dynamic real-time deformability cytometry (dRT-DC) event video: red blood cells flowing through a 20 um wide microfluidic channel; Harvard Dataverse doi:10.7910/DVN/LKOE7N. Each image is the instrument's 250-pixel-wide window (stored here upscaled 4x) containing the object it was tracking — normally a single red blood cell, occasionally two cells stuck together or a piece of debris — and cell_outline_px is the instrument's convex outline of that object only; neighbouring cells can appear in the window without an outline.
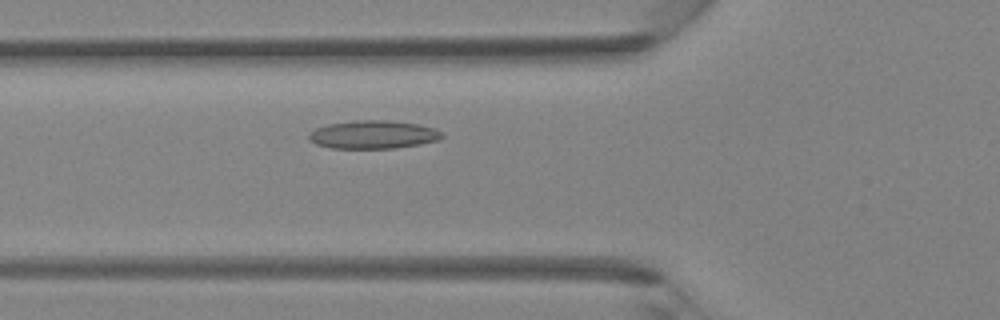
{"species": "Egyptian fruit bat (a non-hibernating species)", "species_latin": "Rousettus aegyptiacus", "temperature_condition": "room temperature", "stored_images_in_passage": 38, "camera_frame_rate_fps": 3000, "um_per_image_px": 0.085, "animal": {"sex": "female"}, "frame": {"image": 1, "passage_image": 11, "time_ms": 3.333, "image_size_px": [1000, 320], "cell_outline_px": [[444, 136], [440, 140], [420, 144], [396, 148], [332, 148], [316, 144], [308, 140], [308, 132], [316, 128], [328, 124], [356, 120], [388, 120], [416, 124], [436, 128], [444, 132]], "centroid_in_image_um": [31.74, 11.44], "position_along_channel_um": 94.1, "area_um2": 22.08}}
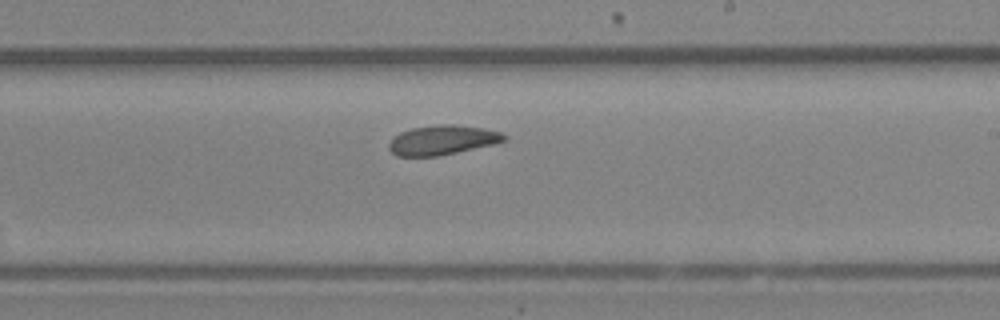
{"frame": {"image": 2, "passage_image": 21, "time_ms": 6.667, "image_size_px": [1000, 320], "cell_outline_px": [[508, 136], [504, 140], [492, 144], [456, 152], [436, 156], [396, 156], [388, 148], [388, 144], [400, 132], [412, 128], [440, 124], [452, 124], [480, 128], [500, 132]], "centroid_in_image_um": [37.56, 11.9], "position_along_channel_um": 251.4, "area_um2": 19.42}}
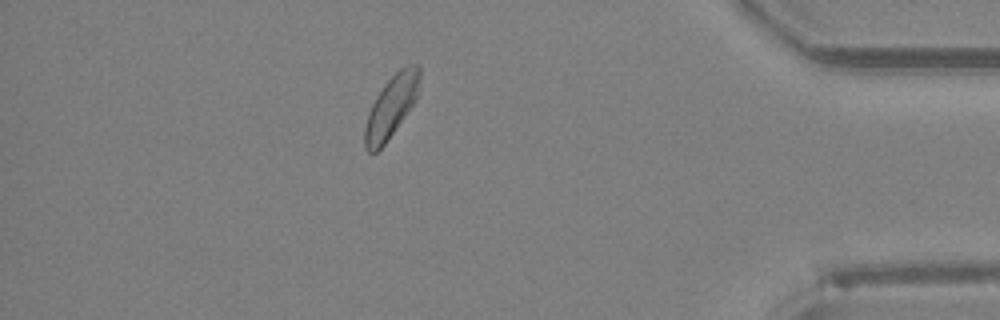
{"frame": {"image": 3, "passage_image": 33, "time_ms": 10.667, "image_size_px": [1000, 320], "cell_outline_px": [[420, 80], [416, 100], [384, 144], [376, 152], [368, 152], [364, 148], [364, 128], [368, 112], [376, 96], [384, 84], [404, 64], [420, 64]], "centroid_in_image_um": [33.25, 9.02], "position_along_channel_um": 401.9, "area_um2": 19.71}}